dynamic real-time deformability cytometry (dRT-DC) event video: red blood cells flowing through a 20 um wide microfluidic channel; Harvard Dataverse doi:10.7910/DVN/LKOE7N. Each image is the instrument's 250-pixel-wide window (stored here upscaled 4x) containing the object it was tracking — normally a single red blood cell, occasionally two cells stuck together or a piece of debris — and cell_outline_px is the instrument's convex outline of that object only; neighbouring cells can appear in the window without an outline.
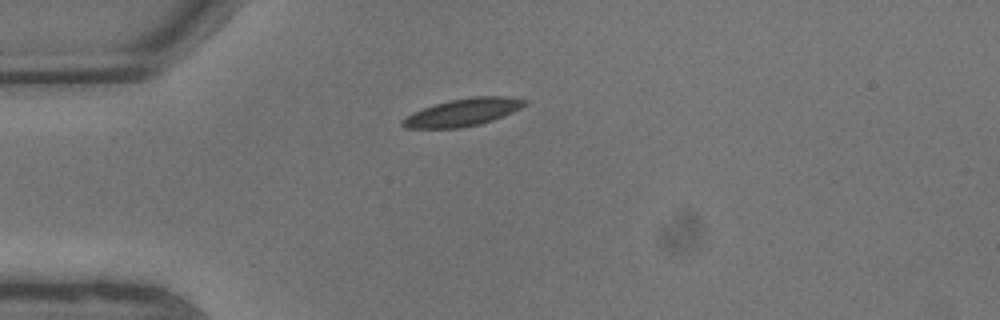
{"species": "common noctule bat (a hibernating species)", "species_latin": "Nyctalus noctula", "temperature_condition": "warm", "stored_images_in_passage": 3, "camera_frame_rate_fps": 3000, "um_per_image_px": 0.085, "animal": {"sex": "male", "body_mass_g": 13.3}, "frame": {"image": 1, "passage_image": 1, "time_ms": 0.0, "image_size_px": [1000, 320], "cell_outline_px": [[528, 104], [512, 112], [492, 120], [480, 124], [460, 128], [404, 128], [400, 124], [400, 120], [424, 108], [448, 100], [472, 96], [508, 96], [528, 100]], "centroid_in_image_um": [39.37, 9.54], "position_along_channel_um": 45.6, "area_um2": 19.54}}
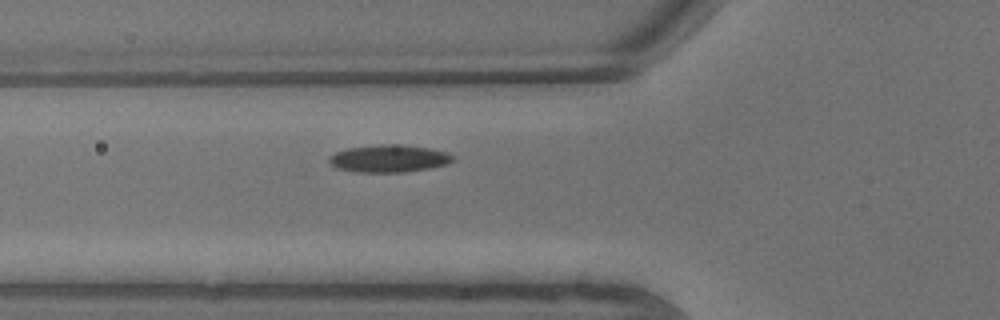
{"frame": {"image": 2, "passage_image": 3, "time_ms": 0.667, "image_size_px": [1000, 320], "cell_outline_px": [[452, 160], [448, 164], [428, 168], [404, 172], [356, 172], [336, 168], [328, 160], [328, 156], [336, 152], [348, 148], [380, 144], [404, 144], [432, 148], [448, 152], [452, 156]], "centroid_in_image_um": [33.06, 13.46], "position_along_channel_um": 92.7, "area_um2": 19.88}}